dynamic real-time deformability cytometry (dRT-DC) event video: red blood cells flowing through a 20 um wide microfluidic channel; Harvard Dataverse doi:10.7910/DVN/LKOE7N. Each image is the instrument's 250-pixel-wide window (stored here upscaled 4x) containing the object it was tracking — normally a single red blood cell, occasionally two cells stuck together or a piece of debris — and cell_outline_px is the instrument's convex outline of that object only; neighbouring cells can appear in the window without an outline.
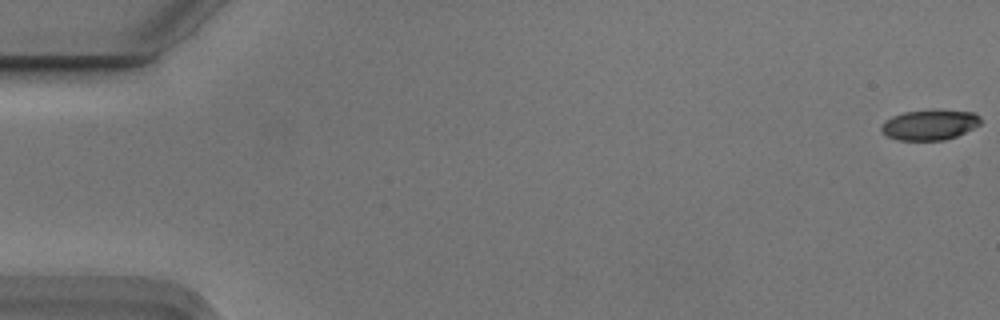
{"species": "Egyptian fruit bat (a non-hibernating species)", "species_latin": "Rousettus aegyptiacus", "temperature_condition": "cold", "stored_images_in_passage": 9, "camera_frame_rate_fps": 3000, "um_per_image_px": 0.085, "animal": {"sex": "male"}, "frame": {"image": 1, "passage_image": 1, "time_ms": 0.0, "image_size_px": [1000, 320], "cell_outline_px": [[980, 124], [956, 136], [944, 140], [900, 140], [888, 136], [880, 132], [880, 128], [884, 120], [892, 116], [904, 112], [976, 112], [980, 116]], "centroid_in_image_um": [78.97, 10.64], "position_along_channel_um": 6.0, "area_um2": 16.88}}